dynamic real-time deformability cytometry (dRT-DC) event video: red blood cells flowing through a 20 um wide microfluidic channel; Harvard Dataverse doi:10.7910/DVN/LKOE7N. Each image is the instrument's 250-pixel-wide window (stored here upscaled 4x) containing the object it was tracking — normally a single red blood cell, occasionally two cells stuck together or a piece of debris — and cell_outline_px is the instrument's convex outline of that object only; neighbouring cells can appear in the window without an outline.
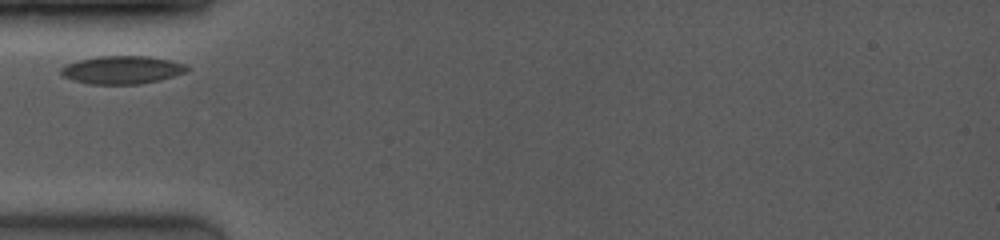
{"species": "common noctule bat (a hibernating species)", "species_latin": "Nyctalus noctula", "temperature_condition": "room temperature", "stored_images_in_passage": 1, "camera_frame_rate_fps": 4000, "um_per_image_px": 0.085, "animal": {"sex": "female", "body_mass_g": 19.0, "forearm_length_mm": 53.3}, "frame": {"image": 1, "passage_image": 1, "time_ms": 0.0, "image_size_px": [1000, 240], "cell_outline_px": [[188, 68], [184, 72], [160, 80], [136, 84], [92, 84], [76, 80], [64, 76], [60, 72], [60, 68], [68, 64], [80, 60], [100, 56], [148, 56], [168, 60], [184, 64]], "centroid_in_image_um": [10.36, 5.94], "position_along_channel_um": 74.6, "area_um2": 20.06}}